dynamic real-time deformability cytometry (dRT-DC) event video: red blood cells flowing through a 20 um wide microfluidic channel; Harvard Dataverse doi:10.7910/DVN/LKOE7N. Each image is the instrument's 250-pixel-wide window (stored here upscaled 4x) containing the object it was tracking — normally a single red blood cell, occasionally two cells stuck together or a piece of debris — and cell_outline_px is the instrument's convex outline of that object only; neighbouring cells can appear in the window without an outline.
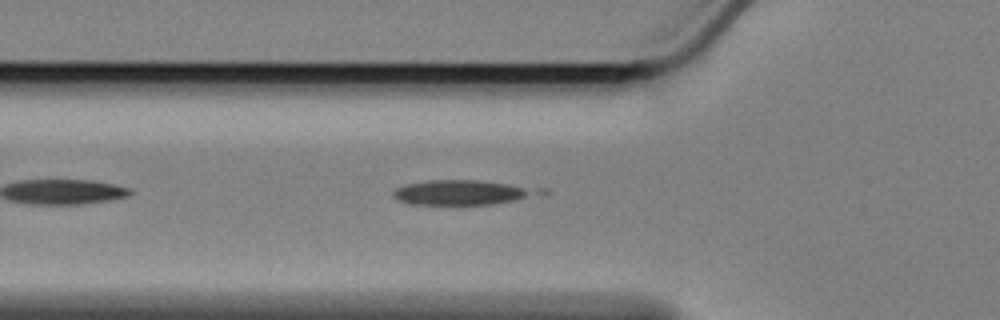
{"species": "Egyptian fruit bat (a non-hibernating species)", "species_latin": "Rousettus aegyptiacus", "temperature_condition": "cold", "stored_images_in_passage": 19, "camera_frame_rate_fps": 3000, "um_per_image_px": 0.085, "animal": {"sex": "female"}, "frame": {"image": 1, "passage_image": 3, "time_ms": 0.667, "image_size_px": [1000, 320], "cell_outline_px": [[552, 192], [516, 200], [492, 204], [412, 204], [396, 200], [392, 196], [392, 192], [396, 188], [404, 184], [428, 180], [484, 180], [548, 188]], "centroid_in_image_um": [39.45, 16.34], "position_along_channel_um": 86.4, "area_um2": 21.79}}
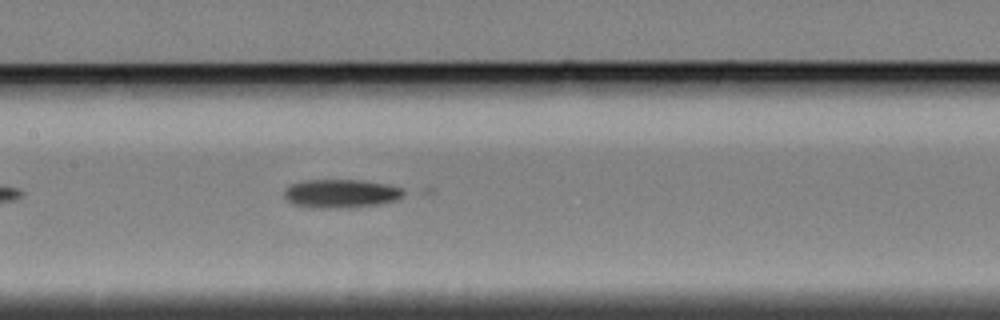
{"frame": {"image": 2, "passage_image": 11, "time_ms": 3.333, "image_size_px": [1000, 320], "cell_outline_px": [[408, 192], [396, 200], [376, 204], [348, 208], [320, 208], [292, 204], [284, 196], [284, 188], [288, 184], [300, 180], [360, 180], [384, 184], [400, 188]], "centroid_in_image_um": [28.92, 16.44], "position_along_channel_um": 178.5, "area_um2": 19.94}}
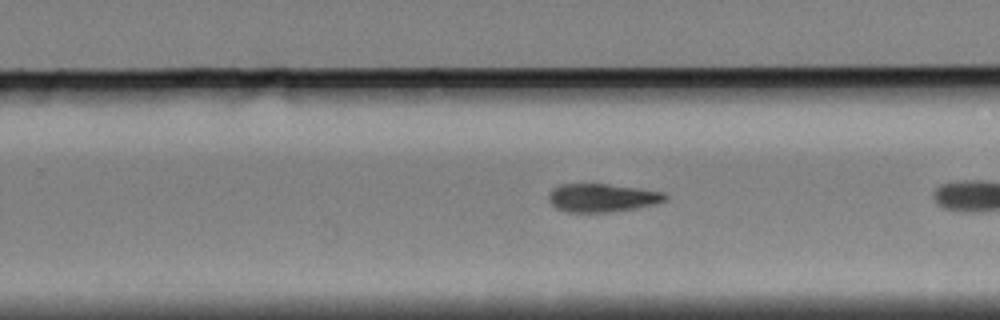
{"frame": {"image": 3, "passage_image": 17, "time_ms": 5.333, "image_size_px": [1000, 320], "cell_outline_px": [[668, 196], [664, 200], [656, 204], [636, 208], [612, 212], [568, 212], [556, 208], [552, 204], [548, 196], [552, 188], [556, 184], [608, 184], [664, 192]], "centroid_in_image_um": [51.16, 16.81], "position_along_channel_um": 278.6, "area_um2": 19.19}}